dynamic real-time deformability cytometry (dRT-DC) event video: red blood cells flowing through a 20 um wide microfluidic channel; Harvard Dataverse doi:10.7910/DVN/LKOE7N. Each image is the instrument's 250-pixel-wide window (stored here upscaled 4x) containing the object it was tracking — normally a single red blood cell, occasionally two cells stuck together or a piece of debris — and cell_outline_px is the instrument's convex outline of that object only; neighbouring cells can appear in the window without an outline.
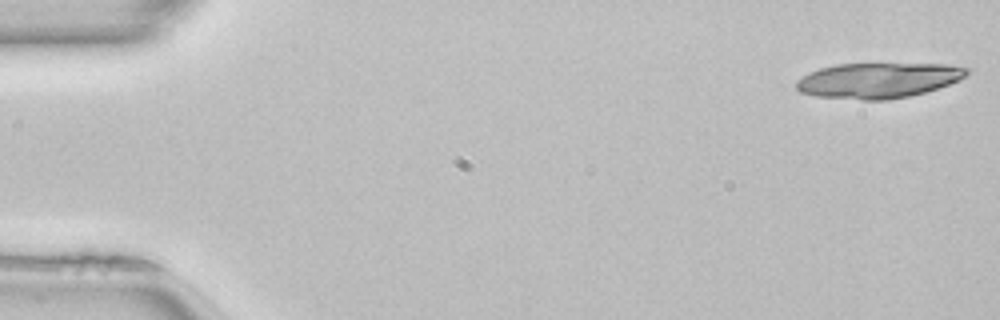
{"species": "common noctule bat (a hibernating species)", "species_latin": "Nyctalus noctula", "temperature_condition": "room temperature", "stored_images_in_passage": 10, "camera_frame_rate_fps": 3000, "um_per_image_px": 0.085, "animal": {"sex": "female", "body_mass_g": 22.7, "forearm_length_mm": 54.2}, "frame": {"image": 1, "passage_image": 1, "time_ms": 0.0, "image_size_px": [1000, 320], "cell_outline_px": [[972, 72], [948, 84], [924, 92], [908, 96], [888, 100], [864, 100], [816, 96], [800, 92], [796, 88], [796, 80], [820, 68], [836, 64], [944, 64], [968, 68]], "centroid_in_image_um": [74.63, 6.83], "position_along_channel_um": 10.4, "area_um2": 34.74}}